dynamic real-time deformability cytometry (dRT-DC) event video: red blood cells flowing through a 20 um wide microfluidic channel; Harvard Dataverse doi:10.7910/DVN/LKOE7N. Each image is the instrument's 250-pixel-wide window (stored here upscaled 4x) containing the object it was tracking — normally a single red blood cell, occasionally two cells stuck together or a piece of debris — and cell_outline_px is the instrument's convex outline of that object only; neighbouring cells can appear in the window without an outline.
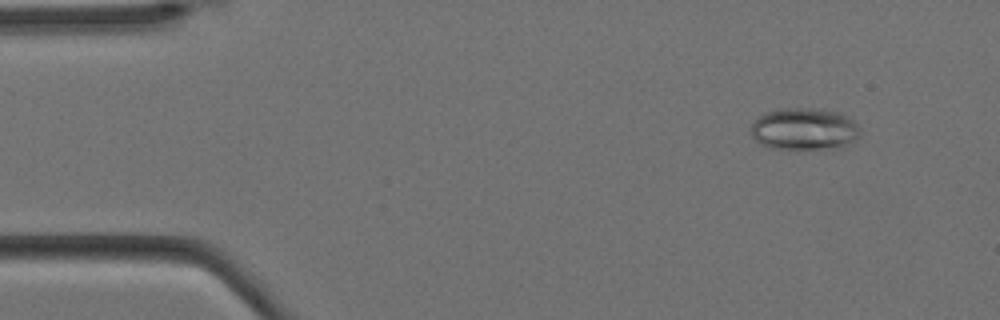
{"species": "Egyptian fruit bat (a non-hibernating species)", "species_latin": "Rousettus aegyptiacus", "temperature_condition": "cold", "stored_images_in_passage": 5, "camera_frame_rate_fps": 3000, "um_per_image_px": 0.085, "animal": {"sex": "female"}, "frame": {"image": 1, "passage_image": 1, "time_ms": 0.0, "image_size_px": [1000, 320], "cell_outline_px": [[860, 136], [844, 148], [800, 152], [772, 148], [760, 144], [752, 136], [752, 124], [764, 112], [776, 108], [820, 108], [840, 112], [848, 116], [860, 128]], "centroid_in_image_um": [68.4, 11.01], "position_along_channel_um": 16.6, "area_um2": 28.03}}